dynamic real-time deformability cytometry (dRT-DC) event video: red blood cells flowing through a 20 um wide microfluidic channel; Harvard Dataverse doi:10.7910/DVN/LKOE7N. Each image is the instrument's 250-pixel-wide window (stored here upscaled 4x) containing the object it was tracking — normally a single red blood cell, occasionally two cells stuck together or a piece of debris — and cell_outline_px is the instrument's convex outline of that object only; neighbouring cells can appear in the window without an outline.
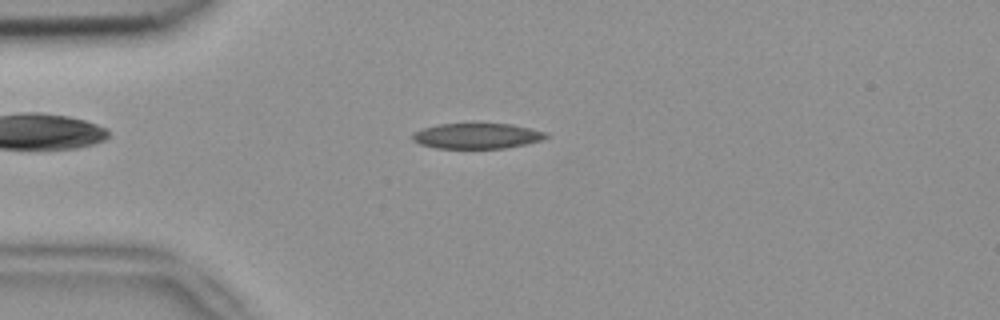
{"species": "common noctule bat (a hibernating species)", "species_latin": "Nyctalus noctula", "temperature_condition": "room temperature", "stored_images_in_passage": 7, "camera_frame_rate_fps": 3000, "um_per_image_px": 0.085, "animal": {"sex": "female", "body_mass_g": 18.4}, "frame": {"image": 1, "passage_image": 5, "time_ms": 1.333, "image_size_px": [1000, 320], "cell_outline_px": [[548, 136], [540, 140], [524, 144], [504, 148], [436, 148], [420, 144], [412, 140], [412, 132], [424, 128], [440, 124], [512, 124], [544, 132]], "centroid_in_image_um": [40.48, 11.56], "position_along_channel_um": 44.5, "area_um2": 19.48}}
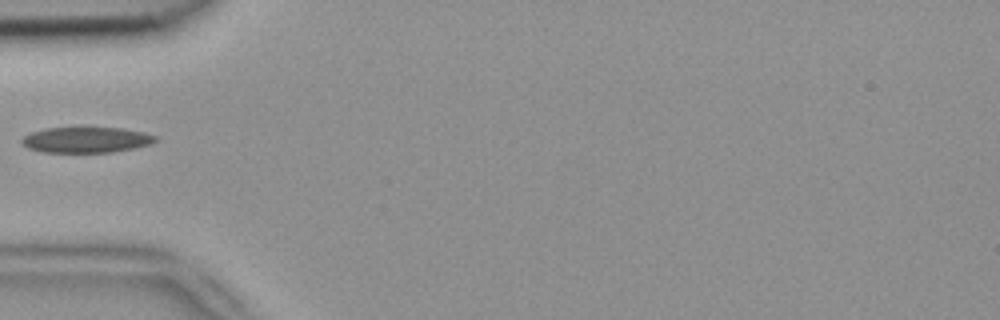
{"frame": {"image": 2, "passage_image": 6, "time_ms": 1.667, "image_size_px": [1000, 320], "cell_outline_px": [[160, 140], [152, 144], [112, 152], [44, 152], [28, 148], [20, 144], [20, 140], [24, 136], [32, 132], [48, 128], [120, 128], [144, 132], [160, 136]], "centroid_in_image_um": [7.38, 11.89], "position_along_channel_um": 77.6, "area_um2": 20.06}}